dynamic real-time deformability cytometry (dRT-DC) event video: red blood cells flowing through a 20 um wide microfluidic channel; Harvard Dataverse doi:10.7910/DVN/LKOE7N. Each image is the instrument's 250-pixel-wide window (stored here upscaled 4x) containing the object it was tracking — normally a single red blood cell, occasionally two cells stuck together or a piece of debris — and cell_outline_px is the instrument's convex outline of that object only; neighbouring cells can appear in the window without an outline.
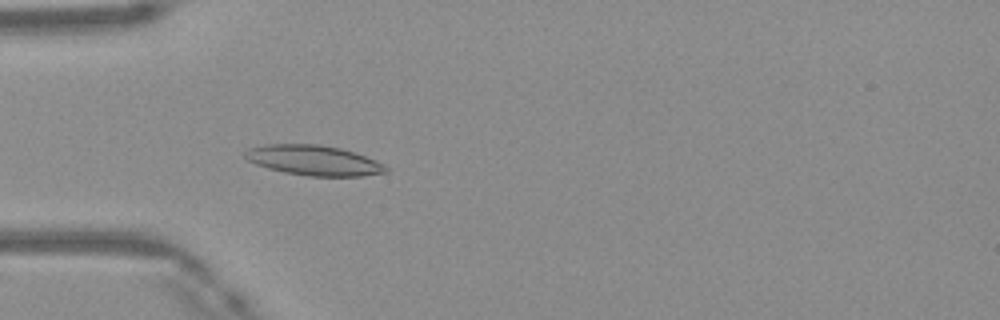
{"species": "Egyptian fruit bat (a non-hibernating species)", "species_latin": "Rousettus aegyptiacus", "temperature_condition": "warm", "stored_images_in_passage": 48, "camera_frame_rate_fps": 3000, "um_per_image_px": 0.085, "frame": {"image": 1, "passage_image": 14, "time_ms": 4.333, "image_size_px": [1000, 320], "cell_outline_px": [[388, 172], [360, 176], [308, 176], [284, 172], [268, 168], [256, 164], [248, 160], [244, 156], [244, 152], [248, 148], [264, 144], [320, 144], [340, 148], [376, 160], [384, 164], [388, 168]], "centroid_in_image_um": [26.65, 13.62], "position_along_channel_um": 58.4, "area_um2": 24.68}}
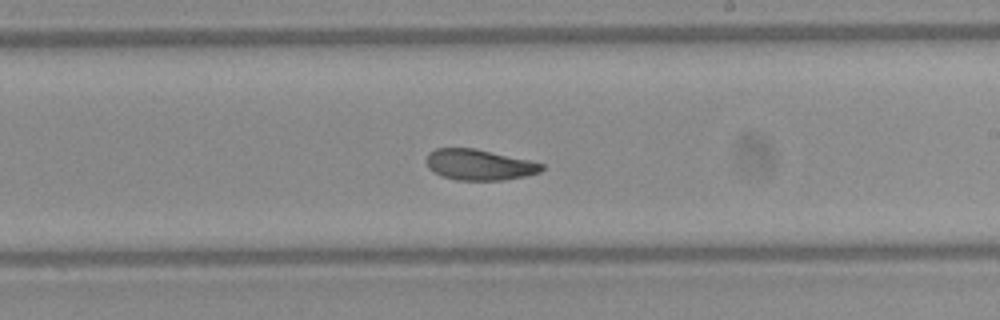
{"frame": {"image": 2, "passage_image": 28, "time_ms": 9.0, "image_size_px": [1000, 320], "cell_outline_px": [[544, 168], [540, 172], [524, 176], [504, 180], [456, 180], [440, 176], [428, 168], [428, 152], [436, 148], [476, 148], [528, 160], [544, 164]], "centroid_in_image_um": [40.72, 14.0], "position_along_channel_um": 248.3, "area_um2": 20.63}}
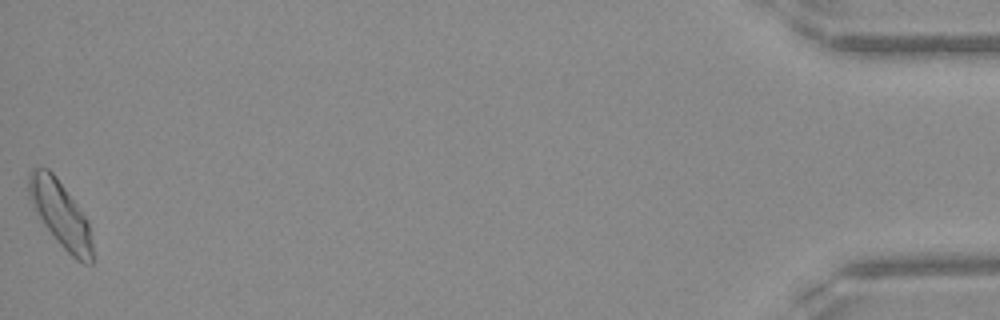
{"frame": {"image": 3, "passage_image": 48, "time_ms": 15.667, "image_size_px": [1000, 320], "cell_outline_px": [[92, 264], [84, 264], [76, 260], [60, 244], [44, 224], [36, 212], [28, 196], [28, 172], [32, 168], [48, 168], [56, 176], [88, 220], [92, 244]], "centroid_in_image_um": [5.13, 18.18], "position_along_channel_um": 430.1, "area_um2": 24.22}, "authors_computed_cell_mechanics": {"area_um2": 22.1374, "velocity_mm_per_s": 4.1589, "shape_relaxation_time_tau1_ms": 4.669, "shape_relaxation_time_tau2_ms": 2.6325, "deformation_change_tau1": 0.1353, "deformation_change_tau2": 0.0882}}